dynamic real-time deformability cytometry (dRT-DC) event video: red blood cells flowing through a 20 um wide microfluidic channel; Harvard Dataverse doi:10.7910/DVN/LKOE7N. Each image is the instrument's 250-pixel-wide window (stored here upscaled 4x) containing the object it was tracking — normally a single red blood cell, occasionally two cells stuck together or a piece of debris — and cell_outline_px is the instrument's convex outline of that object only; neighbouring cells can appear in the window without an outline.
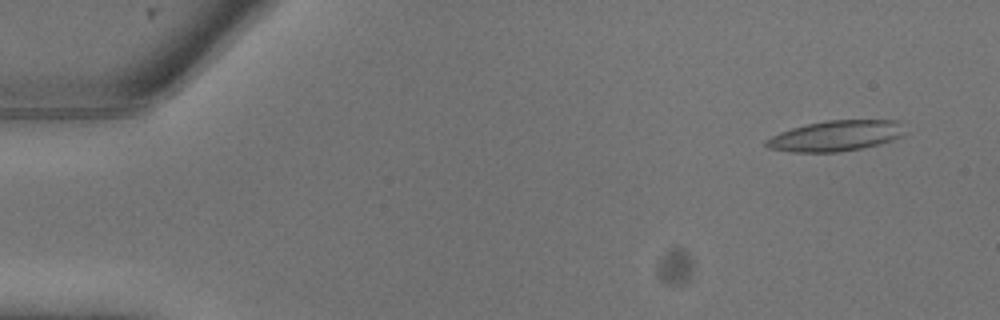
{"species": "common noctule bat (a hibernating species)", "species_latin": "Nyctalus noctula", "temperature_condition": "warm", "stored_images_in_passage": 6, "camera_frame_rate_fps": 3000, "um_per_image_px": 0.085, "animal": {"sex": "male", "body_mass_g": 13.3}, "frame": {"image": 1, "passage_image": 2, "time_ms": 0.333, "image_size_px": [1000, 320], "cell_outline_px": [[900, 136], [892, 140], [860, 148], [840, 152], [792, 152], [768, 148], [764, 144], [764, 140], [780, 132], [792, 128], [808, 124], [828, 120], [896, 120]], "centroid_in_image_um": [70.9, 11.56], "position_along_channel_um": 14.1, "area_um2": 24.04}}